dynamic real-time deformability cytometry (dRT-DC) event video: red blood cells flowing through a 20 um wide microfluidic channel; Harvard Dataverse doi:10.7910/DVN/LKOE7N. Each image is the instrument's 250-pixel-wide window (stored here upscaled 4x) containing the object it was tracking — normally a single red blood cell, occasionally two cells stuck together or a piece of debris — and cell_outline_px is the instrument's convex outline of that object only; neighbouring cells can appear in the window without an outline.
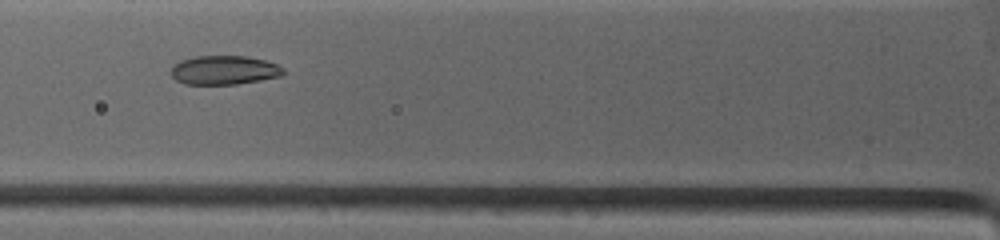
{"species": "common noctule bat (a hibernating species)", "species_latin": "Nyctalus noctula", "temperature_condition": "warm", "stored_images_in_passage": 7, "camera_frame_rate_fps": 4500, "um_per_image_px": 0.085, "animal": {"sex": "female", "body_mass_g": 19.0, "forearm_length_mm": 53.3}, "frame": {"image": 1, "passage_image": 5, "time_ms": 3.333, "image_size_px": [1000, 240], "cell_outline_px": [[284, 72], [280, 76], [236, 84], [184, 84], [176, 80], [168, 72], [180, 60], [196, 56], [244, 56], [264, 60], [276, 64], [284, 68]], "centroid_in_image_um": [19.01, 5.96], "position_along_channel_um": 106.8, "area_um2": 18.84}}
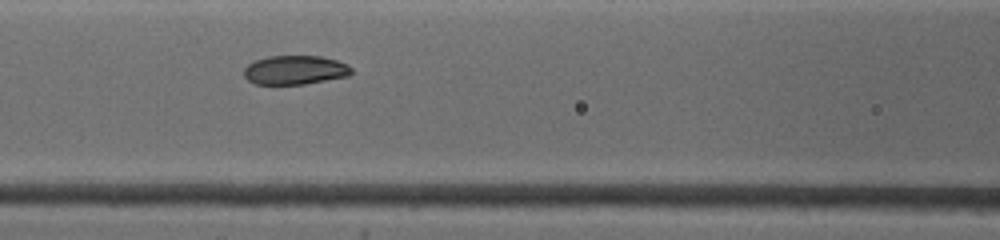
{"frame": {"image": 2, "passage_image": 6, "time_ms": 4.222, "image_size_px": [1000, 240], "cell_outline_px": [[352, 72], [348, 76], [304, 84], [256, 84], [248, 80], [244, 76], [244, 68], [248, 64], [256, 60], [268, 56], [320, 56], [336, 60], [348, 64], [352, 68]], "centroid_in_image_um": [25.08, 5.95], "position_along_channel_um": 141.5, "area_um2": 18.15}}
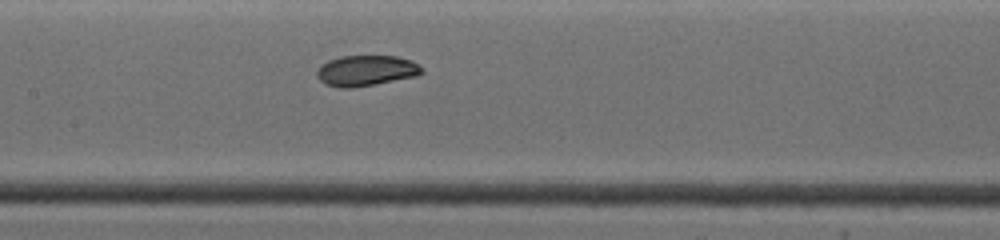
{"frame": {"image": 3, "passage_image": 7, "time_ms": 5.111, "image_size_px": [1000, 240], "cell_outline_px": [[424, 72], [416, 76], [372, 84], [348, 88], [344, 88], [328, 84], [320, 80], [316, 72], [328, 60], [340, 56], [396, 56], [412, 60], [424, 68]], "centroid_in_image_um": [31.18, 5.98], "position_along_channel_um": 176.2, "area_um2": 18.38}}